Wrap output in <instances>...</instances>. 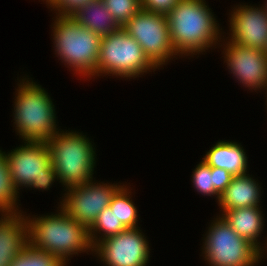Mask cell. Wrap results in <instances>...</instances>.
<instances>
[{
	"label": "cell",
	"instance_id": "obj_20",
	"mask_svg": "<svg viewBox=\"0 0 267 266\" xmlns=\"http://www.w3.org/2000/svg\"><path fill=\"white\" fill-rule=\"evenodd\" d=\"M126 186H121L112 196L109 207L126 228H137V209ZM131 199V200H130Z\"/></svg>",
	"mask_w": 267,
	"mask_h": 266
},
{
	"label": "cell",
	"instance_id": "obj_8",
	"mask_svg": "<svg viewBox=\"0 0 267 266\" xmlns=\"http://www.w3.org/2000/svg\"><path fill=\"white\" fill-rule=\"evenodd\" d=\"M6 155L13 185L47 190L58 179L47 142H24Z\"/></svg>",
	"mask_w": 267,
	"mask_h": 266
},
{
	"label": "cell",
	"instance_id": "obj_18",
	"mask_svg": "<svg viewBox=\"0 0 267 266\" xmlns=\"http://www.w3.org/2000/svg\"><path fill=\"white\" fill-rule=\"evenodd\" d=\"M72 17L83 27H87L101 37L121 28L112 17L102 0H92L78 9Z\"/></svg>",
	"mask_w": 267,
	"mask_h": 266
},
{
	"label": "cell",
	"instance_id": "obj_13",
	"mask_svg": "<svg viewBox=\"0 0 267 266\" xmlns=\"http://www.w3.org/2000/svg\"><path fill=\"white\" fill-rule=\"evenodd\" d=\"M232 42L262 51L267 50V12L263 7L240 5L230 18Z\"/></svg>",
	"mask_w": 267,
	"mask_h": 266
},
{
	"label": "cell",
	"instance_id": "obj_17",
	"mask_svg": "<svg viewBox=\"0 0 267 266\" xmlns=\"http://www.w3.org/2000/svg\"><path fill=\"white\" fill-rule=\"evenodd\" d=\"M261 213L259 206H250L225 210L221 216L239 236L254 244L262 252L264 247L258 242L259 234L264 228V217Z\"/></svg>",
	"mask_w": 267,
	"mask_h": 266
},
{
	"label": "cell",
	"instance_id": "obj_25",
	"mask_svg": "<svg viewBox=\"0 0 267 266\" xmlns=\"http://www.w3.org/2000/svg\"><path fill=\"white\" fill-rule=\"evenodd\" d=\"M90 1L92 0H50L46 4L58 11L57 15L72 16L78 9Z\"/></svg>",
	"mask_w": 267,
	"mask_h": 266
},
{
	"label": "cell",
	"instance_id": "obj_16",
	"mask_svg": "<svg viewBox=\"0 0 267 266\" xmlns=\"http://www.w3.org/2000/svg\"><path fill=\"white\" fill-rule=\"evenodd\" d=\"M211 167L227 170L233 176L247 174V156L240 144L219 141L202 159Z\"/></svg>",
	"mask_w": 267,
	"mask_h": 266
},
{
	"label": "cell",
	"instance_id": "obj_21",
	"mask_svg": "<svg viewBox=\"0 0 267 266\" xmlns=\"http://www.w3.org/2000/svg\"><path fill=\"white\" fill-rule=\"evenodd\" d=\"M127 228L118 220L115 213L108 206L96 218L95 222L89 228V237L92 246L94 247L101 239L117 235L119 232L125 231ZM102 233V236L97 237V232ZM96 232V233H95ZM102 237V238H101ZM98 239V240H97Z\"/></svg>",
	"mask_w": 267,
	"mask_h": 266
},
{
	"label": "cell",
	"instance_id": "obj_26",
	"mask_svg": "<svg viewBox=\"0 0 267 266\" xmlns=\"http://www.w3.org/2000/svg\"><path fill=\"white\" fill-rule=\"evenodd\" d=\"M180 0H141L144 10L167 15Z\"/></svg>",
	"mask_w": 267,
	"mask_h": 266
},
{
	"label": "cell",
	"instance_id": "obj_6",
	"mask_svg": "<svg viewBox=\"0 0 267 266\" xmlns=\"http://www.w3.org/2000/svg\"><path fill=\"white\" fill-rule=\"evenodd\" d=\"M157 68L139 43L122 27L101 38L97 76L112 74L117 77L136 78Z\"/></svg>",
	"mask_w": 267,
	"mask_h": 266
},
{
	"label": "cell",
	"instance_id": "obj_19",
	"mask_svg": "<svg viewBox=\"0 0 267 266\" xmlns=\"http://www.w3.org/2000/svg\"><path fill=\"white\" fill-rule=\"evenodd\" d=\"M18 190L14 187L5 152L0 150V213H19ZM17 205V206H16Z\"/></svg>",
	"mask_w": 267,
	"mask_h": 266
},
{
	"label": "cell",
	"instance_id": "obj_3",
	"mask_svg": "<svg viewBox=\"0 0 267 266\" xmlns=\"http://www.w3.org/2000/svg\"><path fill=\"white\" fill-rule=\"evenodd\" d=\"M28 79H22L16 89V130L25 142H47L58 132L54 104L44 88Z\"/></svg>",
	"mask_w": 267,
	"mask_h": 266
},
{
	"label": "cell",
	"instance_id": "obj_2",
	"mask_svg": "<svg viewBox=\"0 0 267 266\" xmlns=\"http://www.w3.org/2000/svg\"><path fill=\"white\" fill-rule=\"evenodd\" d=\"M55 215L28 218L29 244L57 256L65 265L68 256L91 250L89 229L70 218L60 207Z\"/></svg>",
	"mask_w": 267,
	"mask_h": 266
},
{
	"label": "cell",
	"instance_id": "obj_23",
	"mask_svg": "<svg viewBox=\"0 0 267 266\" xmlns=\"http://www.w3.org/2000/svg\"><path fill=\"white\" fill-rule=\"evenodd\" d=\"M102 2L121 27L142 8L141 0H102Z\"/></svg>",
	"mask_w": 267,
	"mask_h": 266
},
{
	"label": "cell",
	"instance_id": "obj_27",
	"mask_svg": "<svg viewBox=\"0 0 267 266\" xmlns=\"http://www.w3.org/2000/svg\"><path fill=\"white\" fill-rule=\"evenodd\" d=\"M212 175L214 179V190L218 194V197L230 184L233 175H231L227 170L212 167Z\"/></svg>",
	"mask_w": 267,
	"mask_h": 266
},
{
	"label": "cell",
	"instance_id": "obj_24",
	"mask_svg": "<svg viewBox=\"0 0 267 266\" xmlns=\"http://www.w3.org/2000/svg\"><path fill=\"white\" fill-rule=\"evenodd\" d=\"M192 182L195 189L204 195H217L214 190V179L212 175V167L207 165L203 160L196 166L192 174Z\"/></svg>",
	"mask_w": 267,
	"mask_h": 266
},
{
	"label": "cell",
	"instance_id": "obj_9",
	"mask_svg": "<svg viewBox=\"0 0 267 266\" xmlns=\"http://www.w3.org/2000/svg\"><path fill=\"white\" fill-rule=\"evenodd\" d=\"M122 28L139 43L157 67L177 55L170 41L168 19L165 14L141 8Z\"/></svg>",
	"mask_w": 267,
	"mask_h": 266
},
{
	"label": "cell",
	"instance_id": "obj_14",
	"mask_svg": "<svg viewBox=\"0 0 267 266\" xmlns=\"http://www.w3.org/2000/svg\"><path fill=\"white\" fill-rule=\"evenodd\" d=\"M0 218V266H10L29 244L27 217L22 213H2Z\"/></svg>",
	"mask_w": 267,
	"mask_h": 266
},
{
	"label": "cell",
	"instance_id": "obj_10",
	"mask_svg": "<svg viewBox=\"0 0 267 266\" xmlns=\"http://www.w3.org/2000/svg\"><path fill=\"white\" fill-rule=\"evenodd\" d=\"M89 181L84 185L71 187L64 193L60 203L66 214L88 229L98 215L109 206L112 196L121 185Z\"/></svg>",
	"mask_w": 267,
	"mask_h": 266
},
{
	"label": "cell",
	"instance_id": "obj_28",
	"mask_svg": "<svg viewBox=\"0 0 267 266\" xmlns=\"http://www.w3.org/2000/svg\"><path fill=\"white\" fill-rule=\"evenodd\" d=\"M264 8H265V10H266V12H267V3L265 4V7H264Z\"/></svg>",
	"mask_w": 267,
	"mask_h": 266
},
{
	"label": "cell",
	"instance_id": "obj_11",
	"mask_svg": "<svg viewBox=\"0 0 267 266\" xmlns=\"http://www.w3.org/2000/svg\"><path fill=\"white\" fill-rule=\"evenodd\" d=\"M138 228H127L102 239L93 251L107 266H146L150 256L149 244Z\"/></svg>",
	"mask_w": 267,
	"mask_h": 266
},
{
	"label": "cell",
	"instance_id": "obj_22",
	"mask_svg": "<svg viewBox=\"0 0 267 266\" xmlns=\"http://www.w3.org/2000/svg\"><path fill=\"white\" fill-rule=\"evenodd\" d=\"M10 266H66L57 256L28 244Z\"/></svg>",
	"mask_w": 267,
	"mask_h": 266
},
{
	"label": "cell",
	"instance_id": "obj_7",
	"mask_svg": "<svg viewBox=\"0 0 267 266\" xmlns=\"http://www.w3.org/2000/svg\"><path fill=\"white\" fill-rule=\"evenodd\" d=\"M203 254L211 266H254L262 260L254 244L239 236L221 216L210 225Z\"/></svg>",
	"mask_w": 267,
	"mask_h": 266
},
{
	"label": "cell",
	"instance_id": "obj_12",
	"mask_svg": "<svg viewBox=\"0 0 267 266\" xmlns=\"http://www.w3.org/2000/svg\"><path fill=\"white\" fill-rule=\"evenodd\" d=\"M224 48L227 67L249 89L267 88V53L228 41ZM226 48V49H225Z\"/></svg>",
	"mask_w": 267,
	"mask_h": 266
},
{
	"label": "cell",
	"instance_id": "obj_1",
	"mask_svg": "<svg viewBox=\"0 0 267 266\" xmlns=\"http://www.w3.org/2000/svg\"><path fill=\"white\" fill-rule=\"evenodd\" d=\"M204 1L180 0L166 15L177 56L199 54L221 39L217 21Z\"/></svg>",
	"mask_w": 267,
	"mask_h": 266
},
{
	"label": "cell",
	"instance_id": "obj_5",
	"mask_svg": "<svg viewBox=\"0 0 267 266\" xmlns=\"http://www.w3.org/2000/svg\"><path fill=\"white\" fill-rule=\"evenodd\" d=\"M47 145L57 178L66 190L93 180L95 148L86 136L78 132L58 131Z\"/></svg>",
	"mask_w": 267,
	"mask_h": 266
},
{
	"label": "cell",
	"instance_id": "obj_4",
	"mask_svg": "<svg viewBox=\"0 0 267 266\" xmlns=\"http://www.w3.org/2000/svg\"><path fill=\"white\" fill-rule=\"evenodd\" d=\"M55 52L83 77L97 76L101 36L80 25L72 16H56L52 27Z\"/></svg>",
	"mask_w": 267,
	"mask_h": 266
},
{
	"label": "cell",
	"instance_id": "obj_15",
	"mask_svg": "<svg viewBox=\"0 0 267 266\" xmlns=\"http://www.w3.org/2000/svg\"><path fill=\"white\" fill-rule=\"evenodd\" d=\"M249 174L233 176L230 184L219 196L222 211L259 206L260 186Z\"/></svg>",
	"mask_w": 267,
	"mask_h": 266
}]
</instances>
